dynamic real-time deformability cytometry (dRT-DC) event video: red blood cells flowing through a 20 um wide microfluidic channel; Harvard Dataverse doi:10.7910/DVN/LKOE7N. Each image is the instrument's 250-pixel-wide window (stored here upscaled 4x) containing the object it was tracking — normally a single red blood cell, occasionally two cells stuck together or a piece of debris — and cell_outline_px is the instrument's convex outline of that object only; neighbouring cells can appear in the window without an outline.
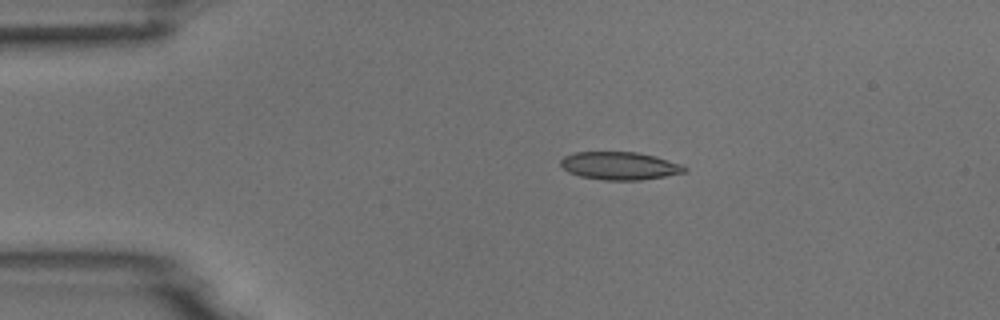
{"species": "common noctule bat (a hibernating species)", "species_latin": "Nyctalus noctula", "temperature_condition": "room temperature", "stored_images_in_passage": 5, "camera_frame_rate_fps": 3000, "um_per_image_px": 0.085, "animal": {"sex": "male", "body_mass_g": 18.8}, "frame": {"image": 1, "passage_image": 3, "time_ms": 2.333, "image_size_px": [1000, 320], "cell_outline_px": [[688, 172], [640, 180], [604, 180], [580, 176], [568, 172], [560, 164], [560, 160], [564, 156], [576, 152], [636, 152], [656, 156], [680, 164], [688, 168]], "centroid_in_image_um": [52.68, 14.09], "position_along_channel_um": 32.3, "area_um2": 20.11}}
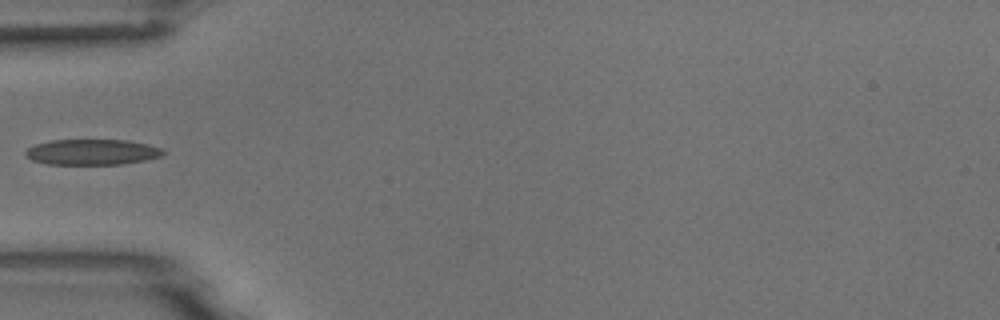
{"frame": {"image": 2, "passage_image": 5, "time_ms": 4.667, "image_size_px": [1000, 320], "cell_outline_px": [[164, 156], [144, 160], [120, 164], [48, 164], [32, 160], [24, 156], [24, 152], [28, 148], [36, 144], [52, 140], [128, 140], [148, 144], [160, 148], [164, 152]], "centroid_in_image_um": [7.81, 12.92], "position_along_channel_um": 77.2, "area_um2": 20.52}}